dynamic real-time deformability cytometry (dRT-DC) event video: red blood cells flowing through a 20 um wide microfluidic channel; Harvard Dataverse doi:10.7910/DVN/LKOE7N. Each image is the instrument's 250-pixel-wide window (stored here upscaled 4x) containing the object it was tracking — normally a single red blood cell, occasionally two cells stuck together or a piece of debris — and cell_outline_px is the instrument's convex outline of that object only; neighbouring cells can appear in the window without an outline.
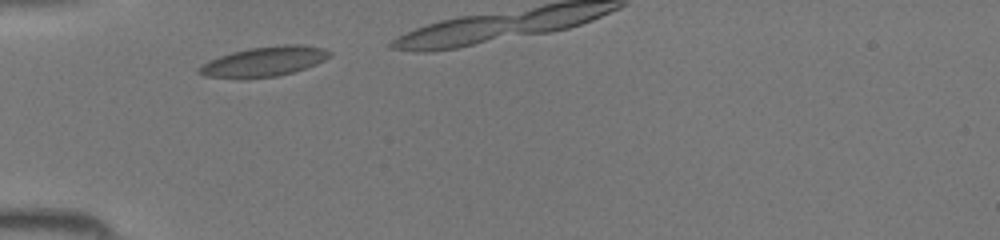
{"species": "common noctule bat (a hibernating species)", "species_latin": "Nyctalus noctula", "temperature_condition": "room temperature", "stored_images_in_passage": 7, "camera_frame_rate_fps": 3000, "um_per_image_px": 0.085, "animal": {"sex": "female", "body_mass_g": 19.5, "forearm_length_mm": 54.1}, "frame": {"image": 1, "passage_image": 2, "time_ms": 0.333, "image_size_px": [1000, 240], "cell_outline_px": [[332, 56], [316, 64], [292, 72], [276, 76], [204, 76], [196, 72], [196, 68], [220, 56], [232, 52], [248, 48], [284, 44], [304, 44], [324, 48], [332, 52]], "centroid_in_image_um": [22.54, 5.18], "position_along_channel_um": 62.5, "area_um2": 22.02}}
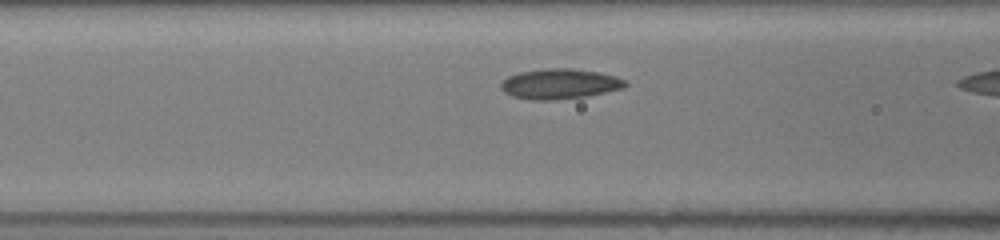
{"frame": {"image": 2, "passage_image": 6, "time_ms": 1.667, "image_size_px": [1000, 240], "cell_outline_px": [[628, 84], [624, 88], [588, 96], [556, 100], [532, 100], [512, 96], [504, 92], [500, 88], [500, 84], [508, 76], [520, 72], [544, 68], [572, 68], [600, 72], [616, 76], [624, 80]], "centroid_in_image_um": [47.58, 7.13], "position_along_channel_um": 119.0, "area_um2": 22.08}}